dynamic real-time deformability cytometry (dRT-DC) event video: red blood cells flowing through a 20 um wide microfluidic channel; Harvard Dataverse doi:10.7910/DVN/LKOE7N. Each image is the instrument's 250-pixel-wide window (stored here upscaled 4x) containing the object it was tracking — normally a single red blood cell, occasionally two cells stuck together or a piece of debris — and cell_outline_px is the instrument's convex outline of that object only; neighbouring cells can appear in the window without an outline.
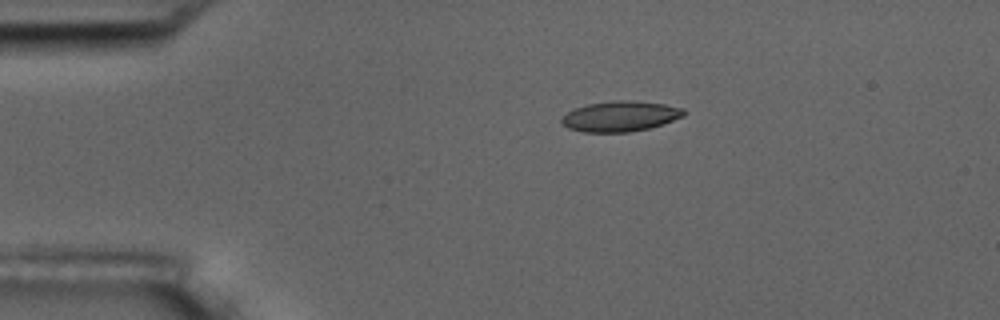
{"species": "common noctule bat (a hibernating species)", "species_latin": "Nyctalus noctula", "temperature_condition": "room temperature", "stored_images_in_passage": 4, "camera_frame_rate_fps": 3000, "um_per_image_px": 0.085, "animal": {"sex": "male", "body_mass_g": 17.5, "forearm_length_mm": 52.3}, "frame": {"image": 1, "passage_image": 1, "time_ms": 0.0, "image_size_px": [1000, 320], "cell_outline_px": [[688, 112], [684, 116], [664, 124], [648, 128], [628, 132], [584, 132], [568, 128], [560, 124], [560, 120], [568, 112], [576, 108], [588, 104], [612, 100], [628, 100], [664, 104], [684, 108]], "centroid_in_image_um": [52.75, 9.88], "position_along_channel_um": 32.3, "area_um2": 21.73}}
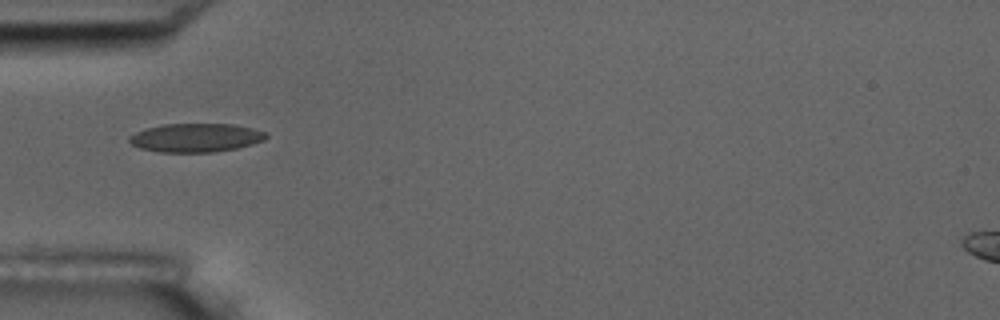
{"frame": {"image": 2, "passage_image": 3, "time_ms": 2.333, "image_size_px": [1000, 320], "cell_outline_px": [[268, 136], [264, 140], [252, 144], [236, 148], [216, 152], [160, 152], [140, 148], [132, 144], [128, 140], [128, 136], [136, 132], [148, 128], [164, 124], [232, 124], [252, 128], [268, 132]], "centroid_in_image_um": [16.66, 11.7], "position_along_channel_um": 68.3, "area_um2": 22.83}}